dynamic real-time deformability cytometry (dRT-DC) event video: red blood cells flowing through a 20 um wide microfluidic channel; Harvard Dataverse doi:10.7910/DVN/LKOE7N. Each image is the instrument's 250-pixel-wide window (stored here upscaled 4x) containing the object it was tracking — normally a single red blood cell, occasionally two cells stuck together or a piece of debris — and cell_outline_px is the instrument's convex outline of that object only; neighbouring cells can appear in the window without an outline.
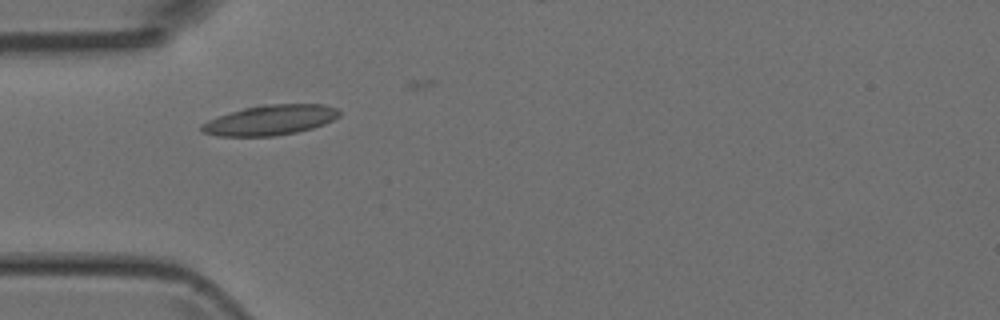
{"species": "Egyptian fruit bat (a non-hibernating species)", "species_latin": "Rousettus aegyptiacus", "temperature_condition": "room temperature", "stored_images_in_passage": 2, "camera_frame_rate_fps": 3000, "um_per_image_px": 0.085, "animal": {"sex": "female"}, "frame": {"image": 1, "passage_image": 1, "time_ms": 0.0, "image_size_px": [1000, 320], "cell_outline_px": [[340, 116], [324, 124], [312, 128], [296, 132], [276, 136], [216, 136], [200, 132], [200, 124], [208, 120], [244, 108], [264, 104], [324, 104], [336, 108], [340, 112]], "centroid_in_image_um": [22.96, 10.21], "position_along_channel_um": 62.0, "area_um2": 24.16}}